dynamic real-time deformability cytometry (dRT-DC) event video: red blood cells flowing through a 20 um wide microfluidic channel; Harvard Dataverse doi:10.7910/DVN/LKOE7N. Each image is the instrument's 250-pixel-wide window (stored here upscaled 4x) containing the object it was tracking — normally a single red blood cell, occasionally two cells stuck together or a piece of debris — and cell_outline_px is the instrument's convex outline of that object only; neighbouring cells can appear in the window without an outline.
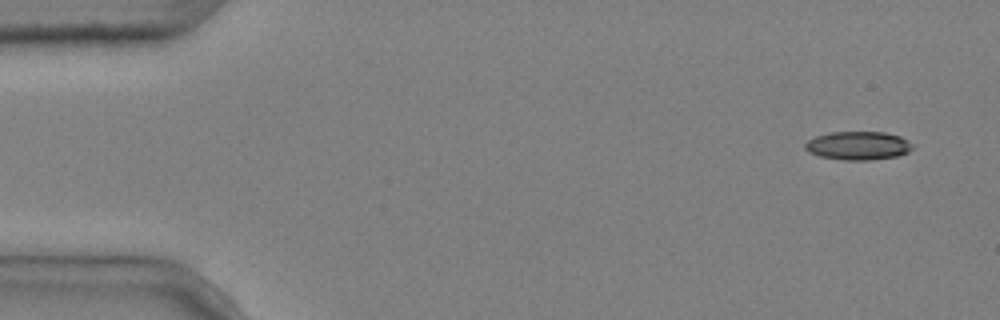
{"species": "common noctule bat (a hibernating species)", "species_latin": "Nyctalus noctula", "temperature_condition": "cold", "stored_images_in_passage": 5, "camera_frame_rate_fps": 3000, "um_per_image_px": 0.085, "animal": {"sex": "male", "body_mass_g": 20.4}, "frame": {"image": 1, "passage_image": 1, "time_ms": 0.0, "image_size_px": [1000, 320], "cell_outline_px": [[912, 148], [908, 152], [896, 156], [868, 160], [844, 160], [820, 156], [808, 152], [804, 148], [804, 144], [808, 140], [816, 136], [832, 132], [884, 132], [900, 136], [908, 140], [912, 144]], "centroid_in_image_um": [72.92, 12.37], "position_along_channel_um": 12.1, "area_um2": 17.74}}
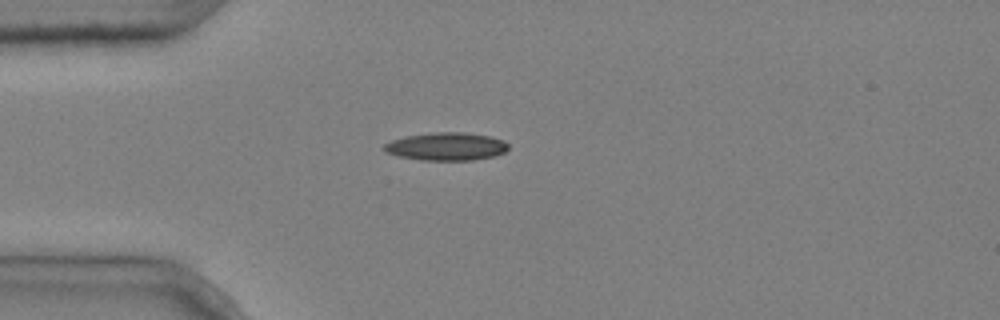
{"frame": {"image": 2, "passage_image": 4, "time_ms": 1.0, "image_size_px": [1000, 320], "cell_outline_px": [[508, 148], [504, 152], [492, 156], [472, 160], [420, 160], [400, 156], [384, 152], [384, 144], [392, 140], [404, 136], [436, 132], [464, 132], [488, 136], [504, 140], [508, 144]], "centroid_in_image_um": [37.92, 12.44], "position_along_channel_um": 47.1, "area_um2": 20.11}}